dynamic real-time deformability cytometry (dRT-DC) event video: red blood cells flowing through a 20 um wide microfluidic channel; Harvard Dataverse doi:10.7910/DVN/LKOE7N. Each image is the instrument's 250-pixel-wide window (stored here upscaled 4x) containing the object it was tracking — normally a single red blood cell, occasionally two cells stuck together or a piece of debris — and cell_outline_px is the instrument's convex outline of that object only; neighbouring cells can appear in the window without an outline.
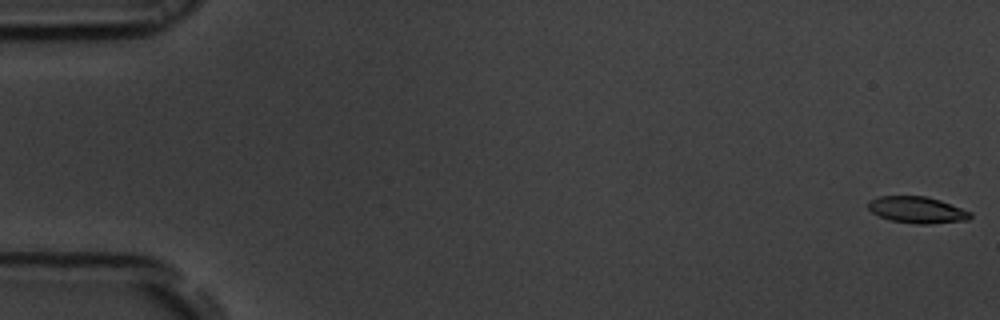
{"species": "common noctule bat (a hibernating species)", "species_latin": "Nyctalus noctula", "temperature_condition": "room temperature", "stored_images_in_passage": 55, "camera_frame_rate_fps": 3000, "um_per_image_px": 0.085, "animal": {"sex": "male", "body_mass_g": 19.5, "forearm_length_mm": 54.6}, "frame": {"image": 1, "passage_image": 1, "time_ms": 0.0, "image_size_px": [1000, 320], "cell_outline_px": [[972, 216], [968, 220], [928, 224], [916, 224], [888, 220], [872, 212], [868, 208], [868, 200], [880, 196], [924, 196], [940, 200], [972, 212]], "centroid_in_image_um": [77.95, 17.84], "position_along_channel_um": 7.1, "area_um2": 15.84}}
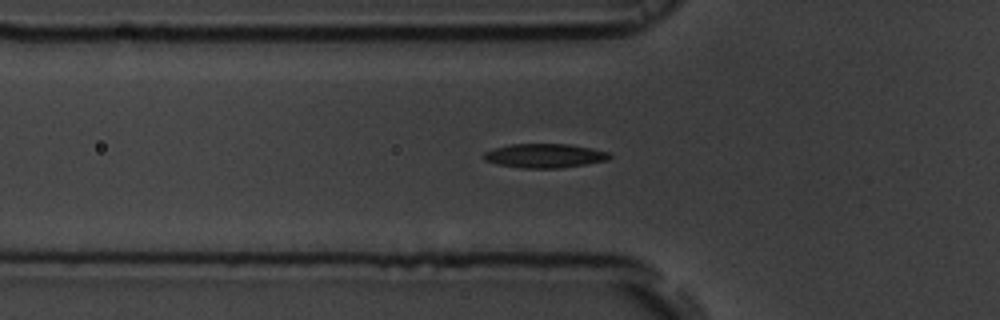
{"frame": {"image": 2, "passage_image": 19, "time_ms": 6.0, "image_size_px": [1000, 320], "cell_outline_px": [[612, 156], [608, 160], [560, 168], [520, 168], [496, 164], [484, 160], [480, 156], [484, 152], [496, 148], [512, 144], [572, 144], [592, 148], [608, 152]], "centroid_in_image_um": [46.27, 13.24], "position_along_channel_um": 79.5, "area_um2": 17.74}}
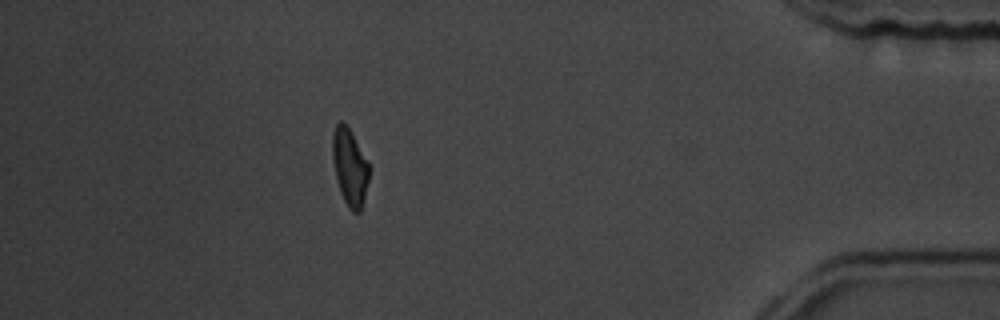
{"frame": {"image": 3, "passage_image": 49, "time_ms": 16.0, "image_size_px": [1000, 320], "cell_outline_px": [[372, 168], [364, 200], [360, 212], [352, 212], [348, 208], [340, 192], [336, 180], [332, 160], [332, 136], [336, 124], [340, 120], [352, 132]], "centroid_in_image_um": [29.75, 14.22], "position_along_channel_um": 405.5, "area_um2": 16.88}, "authors_computed_cell_mechanics": {"area_um2": 16.8776, "velocity_mm_per_s": 3.7307, "shape_relaxation_time_tau1_ms": 4.2815, "shape_relaxation_time_tau2_ms": 3.128, "deformation_change_tau1": 0.1421, "deformation_change_tau2": 0.0953}}